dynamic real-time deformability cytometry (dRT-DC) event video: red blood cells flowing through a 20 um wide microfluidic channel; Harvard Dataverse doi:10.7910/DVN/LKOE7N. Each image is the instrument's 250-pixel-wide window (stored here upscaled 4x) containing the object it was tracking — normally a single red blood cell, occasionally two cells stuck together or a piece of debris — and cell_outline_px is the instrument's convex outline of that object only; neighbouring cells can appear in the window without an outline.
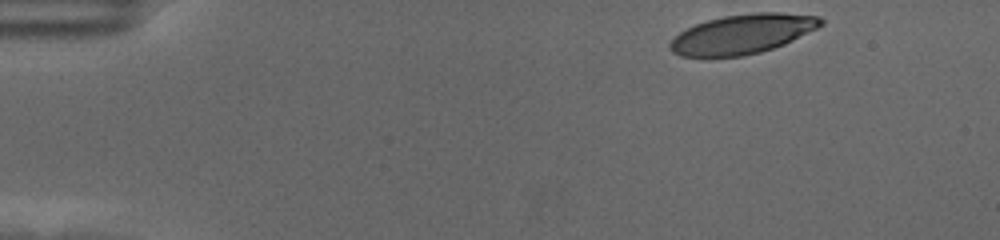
{"species": "human", "species_latin": "Homo sapiens", "temperature_condition": "cold", "stored_images_in_passage": 52, "camera_frame_rate_fps": 3000, "um_per_image_px": 0.085, "donor": {"sex": "female"}, "frame": {"image": 1, "passage_image": 1, "time_ms": 0.0, "image_size_px": [1000, 240], "cell_outline_px": [[824, 24], [784, 44], [760, 52], [740, 56], [680, 56], [672, 52], [668, 48], [668, 44], [680, 32], [696, 24], [708, 20], [724, 16], [752, 12], [780, 12], [820, 16], [824, 20]], "centroid_in_image_um": [63.12, 2.88], "position_along_channel_um": 21.9, "area_um2": 34.45}}
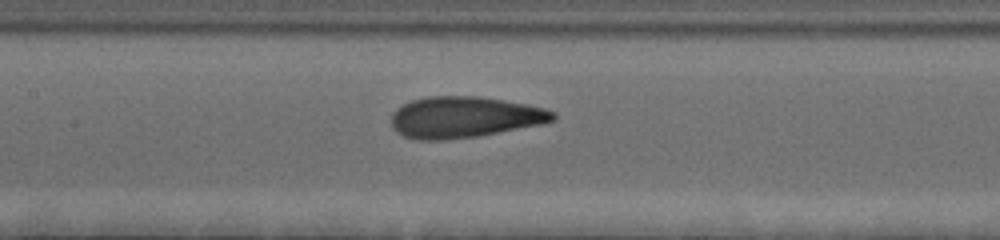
{"frame": {"image": 2, "passage_image": 22, "time_ms": 7.0, "image_size_px": [1000, 240], "cell_outline_px": [[556, 120], [540, 124], [480, 136], [444, 140], [420, 140], [404, 136], [396, 132], [392, 128], [392, 112], [396, 108], [412, 100], [428, 96], [476, 96], [504, 100], [528, 104], [544, 108], [556, 112]], "centroid_in_image_um": [39.47, 9.96], "position_along_channel_um": 167.9, "area_um2": 38.96}}
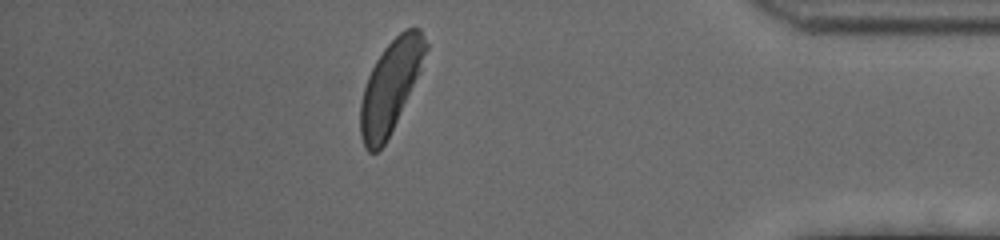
{"frame": {"image": 3, "passage_image": 45, "time_ms": 14.667, "image_size_px": [1000, 240], "cell_outline_px": [[428, 48], [420, 72], [384, 144], [376, 152], [368, 152], [364, 148], [360, 136], [360, 104], [364, 88], [368, 76], [376, 60], [384, 48], [404, 28], [420, 28], [428, 44]], "centroid_in_image_um": [33.18, 7.32], "position_along_channel_um": 402.0, "area_um2": 34.33}, "authors_computed_cell_mechanics": {"area_um2": 37.2232, "velocity_mm_per_s": 3.5016, "shape_relaxation_time_tau1_ms": 3.7282, "shape_relaxation_time_tau2_ms": 1.0442, "deformation_change_tau1": 0.1666, "deformation_change_tau2": 0.0723}}